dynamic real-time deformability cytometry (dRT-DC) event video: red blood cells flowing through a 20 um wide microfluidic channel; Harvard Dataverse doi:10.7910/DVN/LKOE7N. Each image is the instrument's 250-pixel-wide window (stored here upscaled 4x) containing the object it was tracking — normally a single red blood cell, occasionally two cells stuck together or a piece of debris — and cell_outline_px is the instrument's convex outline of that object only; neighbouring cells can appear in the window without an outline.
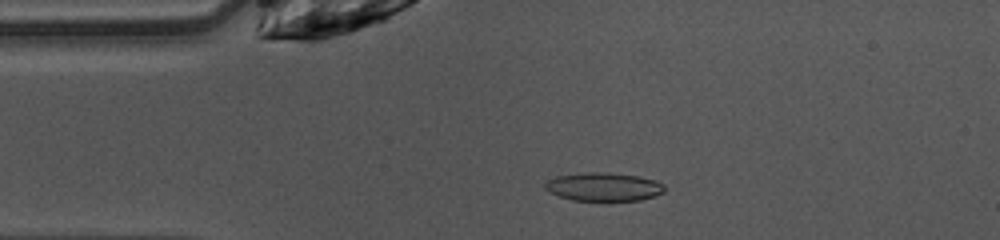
{"species": "common noctule bat (a hibernating species)", "species_latin": "Nyctalus noctula", "temperature_condition": "warm", "stored_images_in_passage": 48, "camera_frame_rate_fps": 3000, "um_per_image_px": 0.085, "animal": {"sex": "female", "body_mass_g": 10.0, "forearm_length_mm": 53.1}, "frame": {"image": 1, "passage_image": 9, "time_ms": 2.667, "image_size_px": [1000, 240], "cell_outline_px": [[664, 192], [640, 200], [612, 204], [608, 204], [572, 200], [548, 192], [544, 188], [544, 184], [548, 180], [556, 176], [584, 172], [604, 172], [640, 176], [656, 180], [664, 184]], "centroid_in_image_um": [51.31, 15.93], "position_along_channel_um": 33.7, "area_um2": 20.81}}
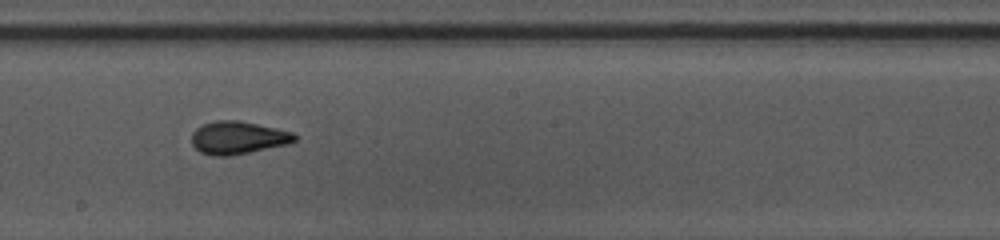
{"frame": {"image": 2, "passage_image": 25, "time_ms": 8.0, "image_size_px": [1000, 240], "cell_outline_px": [[296, 140], [288, 144], [228, 156], [216, 156], [200, 152], [192, 144], [192, 132], [196, 128], [204, 124], [216, 120], [240, 120], [276, 128], [292, 132], [296, 136]], "centroid_in_image_um": [20.21, 11.69], "position_along_channel_um": 228.0, "area_um2": 19.54}}
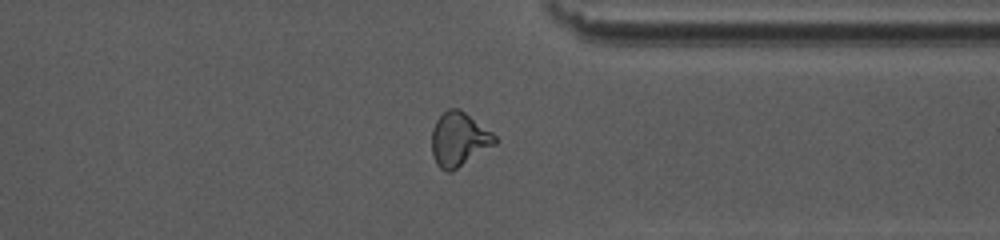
{"frame": {"image": 3, "passage_image": 36, "time_ms": 11.667, "image_size_px": [1000, 240], "cell_outline_px": [[496, 144], [452, 172], [448, 172], [440, 168], [436, 164], [432, 156], [432, 128], [436, 120], [448, 108], [460, 108], [492, 132], [496, 136]], "centroid_in_image_um": [39.0, 11.85], "position_along_channel_um": 372.4, "area_um2": 20.0}, "authors_computed_cell_mechanics": {"area_um2": 19.3052, "velocity_mm_per_s": 4.0537, "shape_relaxation_time_tau1_ms": 3.1511, "shape_relaxation_time_tau2_ms": 1.2715, "deformation_change_tau1": 0.1595, "deformation_change_tau2": 0.0866}}